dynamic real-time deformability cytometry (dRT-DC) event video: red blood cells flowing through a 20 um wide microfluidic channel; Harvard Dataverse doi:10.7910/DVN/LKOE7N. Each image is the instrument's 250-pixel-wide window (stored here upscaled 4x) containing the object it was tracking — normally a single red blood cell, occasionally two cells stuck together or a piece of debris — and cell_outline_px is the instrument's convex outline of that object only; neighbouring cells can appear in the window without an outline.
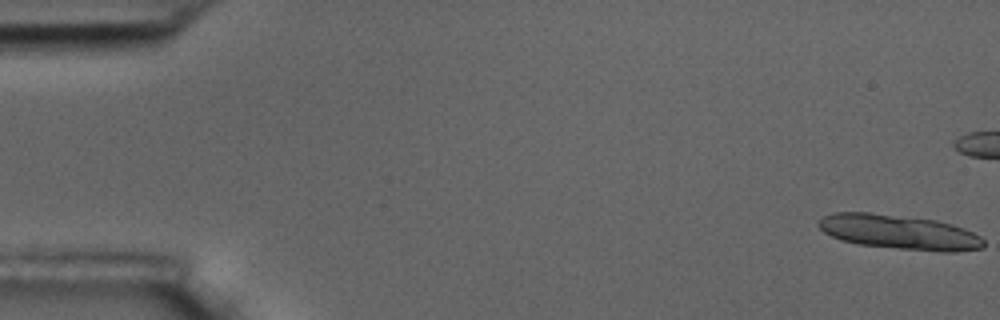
{"species": "common noctule bat (a hibernating species)", "species_latin": "Nyctalus noctula", "temperature_condition": "room temperature", "stored_images_in_passage": 7, "camera_frame_rate_fps": 3000, "um_per_image_px": 0.085, "animal": {"sex": "male", "body_mass_g": 17.5, "forearm_length_mm": 52.3}, "frame": {"image": 1, "passage_image": 1, "time_ms": 0.0, "image_size_px": [1000, 320], "cell_outline_px": [[984, 248], [956, 252], [940, 252], [860, 244], [840, 240], [824, 232], [816, 224], [824, 216], [832, 212], [868, 212], [936, 220], [952, 224], [964, 228], [980, 236], [984, 240]], "centroid_in_image_um": [76.45, 19.73], "position_along_channel_um": 8.6, "area_um2": 33.18}}